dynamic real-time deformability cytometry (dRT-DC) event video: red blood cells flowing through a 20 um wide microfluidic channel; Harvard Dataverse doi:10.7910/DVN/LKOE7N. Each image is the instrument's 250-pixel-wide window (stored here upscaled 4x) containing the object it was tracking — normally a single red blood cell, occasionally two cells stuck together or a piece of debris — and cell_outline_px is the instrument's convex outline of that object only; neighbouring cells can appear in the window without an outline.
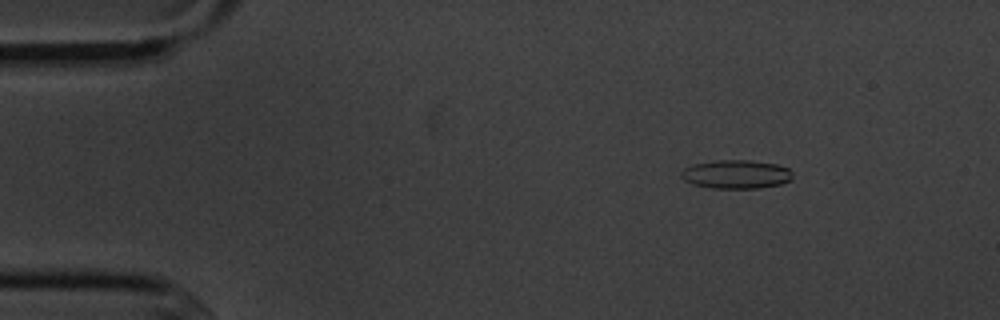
{"species": "common noctule bat (a hibernating species)", "species_latin": "Nyctalus noctula", "temperature_condition": "cold", "stored_images_in_passage": 6, "camera_frame_rate_fps": 3000, "um_per_image_px": 0.085, "animal": {"sex": "male", "body_mass_g": 20.1, "forearm_length_mm": 53.5}, "frame": {"image": 1, "passage_image": 1, "time_ms": 0.0, "image_size_px": [1000, 320], "cell_outline_px": [[792, 180], [780, 184], [760, 188], [716, 188], [692, 184], [684, 180], [680, 176], [680, 172], [684, 168], [692, 164], [716, 160], [748, 160], [776, 164], [788, 168], [792, 172]], "centroid_in_image_um": [62.56, 14.81], "position_along_channel_um": 22.4, "area_um2": 18.67}}
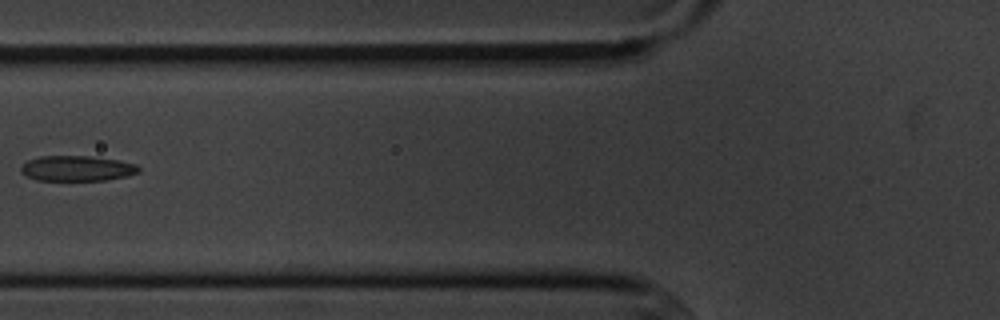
{"frame": {"image": 2, "passage_image": 5, "time_ms": 4.667, "image_size_px": [1000, 320], "cell_outline_px": [[140, 172], [128, 176], [108, 180], [36, 180], [20, 172], [20, 168], [28, 160], [40, 156], [88, 156], [116, 160], [136, 164], [140, 168]], "centroid_in_image_um": [6.56, 14.32], "position_along_channel_um": 119.2, "area_um2": 17.34}}
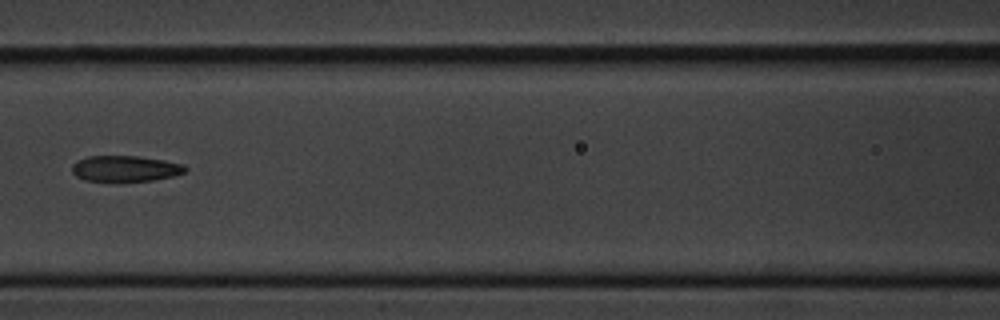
{"frame": {"image": 3, "passage_image": 6, "time_ms": 5.667, "image_size_px": [1000, 320], "cell_outline_px": [[188, 168], [184, 172], [172, 176], [152, 180], [84, 180], [76, 176], [72, 172], [72, 164], [88, 156], [140, 156], [164, 160], [184, 164]], "centroid_in_image_um": [10.66, 14.31], "position_along_channel_um": 155.9, "area_um2": 16.76}}